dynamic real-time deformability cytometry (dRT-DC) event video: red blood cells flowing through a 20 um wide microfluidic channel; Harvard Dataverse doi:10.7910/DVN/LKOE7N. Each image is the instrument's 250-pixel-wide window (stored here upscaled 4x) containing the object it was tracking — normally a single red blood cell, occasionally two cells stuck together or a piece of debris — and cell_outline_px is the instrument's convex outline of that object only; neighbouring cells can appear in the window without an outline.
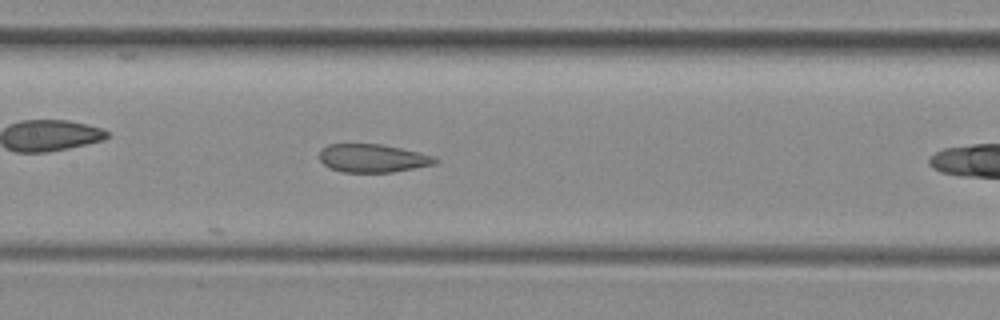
{"species": "common noctule bat (a hibernating species)", "species_latin": "Nyctalus noctula", "temperature_condition": "room temperature", "stored_images_in_passage": 30, "camera_frame_rate_fps": 3000, "um_per_image_px": 0.085, "animal": {"sex": "female", "body_mass_g": 29.2, "forearm_length_mm": 56.3}, "frame": {"image": 1, "passage_image": 12, "time_ms": 3.667, "image_size_px": [1000, 320], "cell_outline_px": [[440, 160], [436, 164], [392, 172], [344, 172], [332, 168], [324, 164], [320, 160], [320, 148], [328, 144], [380, 144], [400, 148], [432, 156]], "centroid_in_image_um": [31.66, 13.44], "position_along_channel_um": 175.7, "area_um2": 18.84}}